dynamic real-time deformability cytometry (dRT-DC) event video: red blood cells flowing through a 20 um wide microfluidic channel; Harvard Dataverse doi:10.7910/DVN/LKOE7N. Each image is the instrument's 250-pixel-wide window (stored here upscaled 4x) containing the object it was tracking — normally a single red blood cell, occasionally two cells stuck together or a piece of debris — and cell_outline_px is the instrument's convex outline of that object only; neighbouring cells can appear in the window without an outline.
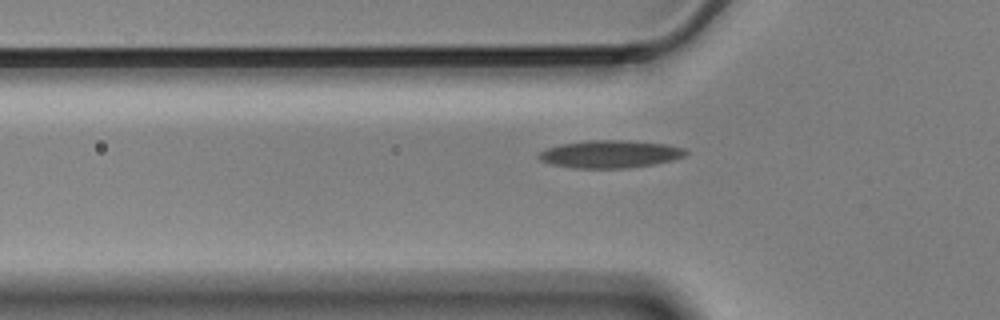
{"species": "Egyptian fruit bat (a non-hibernating species)", "species_latin": "Rousettus aegyptiacus", "temperature_condition": "cold", "stored_images_in_passage": 41, "camera_frame_rate_fps": 3000, "um_per_image_px": 0.085, "animal": {"sex": "male"}, "frame": {"image": 1, "passage_image": 6, "time_ms": 1.667, "image_size_px": [1000, 320], "cell_outline_px": [[688, 152], [684, 156], [672, 160], [652, 164], [628, 168], [572, 168], [552, 164], [540, 160], [536, 156], [540, 152], [548, 148], [560, 144], [588, 140], [620, 140], [664, 144], [684, 148]], "centroid_in_image_um": [51.82, 13.1], "position_along_channel_um": 74.0, "area_um2": 23.47}}
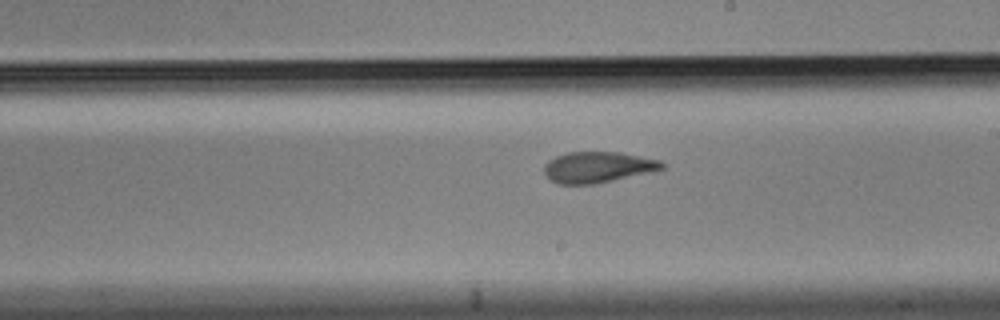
{"frame": {"image": 2, "passage_image": 20, "time_ms": 6.333, "image_size_px": [1000, 320], "cell_outline_px": [[664, 168], [648, 172], [596, 184], [556, 184], [548, 180], [544, 172], [544, 164], [548, 160], [556, 156], [568, 152], [620, 152], [660, 160], [664, 164]], "centroid_in_image_um": [50.75, 14.21], "position_along_channel_um": 238.3, "area_um2": 21.27}}
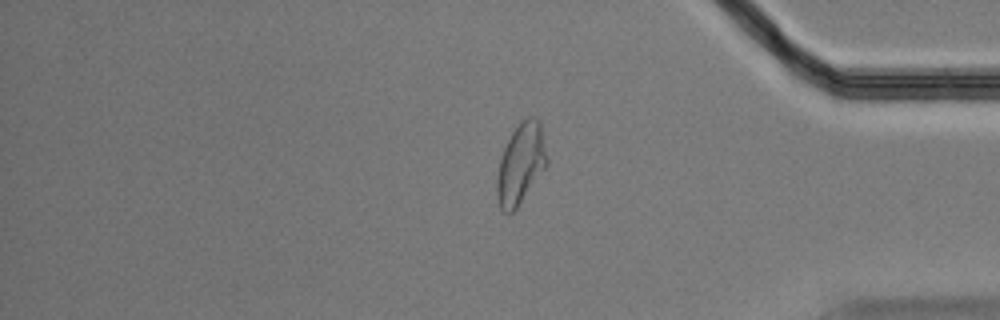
{"frame": {"image": 3, "passage_image": 35, "time_ms": 11.333, "image_size_px": [1000, 320], "cell_outline_px": [[548, 164], [516, 208], [508, 216], [500, 208], [496, 196], [496, 176], [500, 160], [504, 148], [512, 132], [520, 120], [528, 116], [532, 116], [540, 120], [548, 160]], "centroid_in_image_um": [44.26, 13.91], "position_along_channel_um": 390.9, "area_um2": 23.58}}